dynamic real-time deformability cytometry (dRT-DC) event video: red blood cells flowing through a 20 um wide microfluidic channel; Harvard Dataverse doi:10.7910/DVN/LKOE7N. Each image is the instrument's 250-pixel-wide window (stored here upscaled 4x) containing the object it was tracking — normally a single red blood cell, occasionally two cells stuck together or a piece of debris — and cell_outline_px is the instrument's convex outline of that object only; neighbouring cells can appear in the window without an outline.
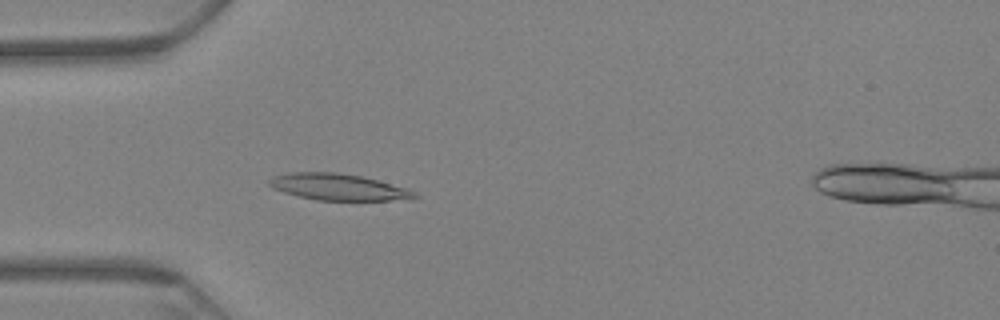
{"species": "Egyptian fruit bat (a non-hibernating species)", "species_latin": "Rousettus aegyptiacus", "temperature_condition": "warm", "stored_images_in_passage": 65, "segment_of_instrument_passage": [1, 2], "camera_frame_rate_fps": 3000, "um_per_image_px": 0.085, "animal": {"sex": "female"}, "frame": {"image": 1, "passage_image": 19, "time_ms": 6.0, "image_size_px": [1000, 320], "cell_outline_px": [[420, 196], [412, 200], [316, 200], [284, 192], [272, 188], [268, 184], [268, 180], [276, 176], [288, 172], [332, 172], [360, 176], [408, 188], [416, 192]], "centroid_in_image_um": [28.8, 15.9], "position_along_channel_um": 56.2, "area_um2": 22.37}}
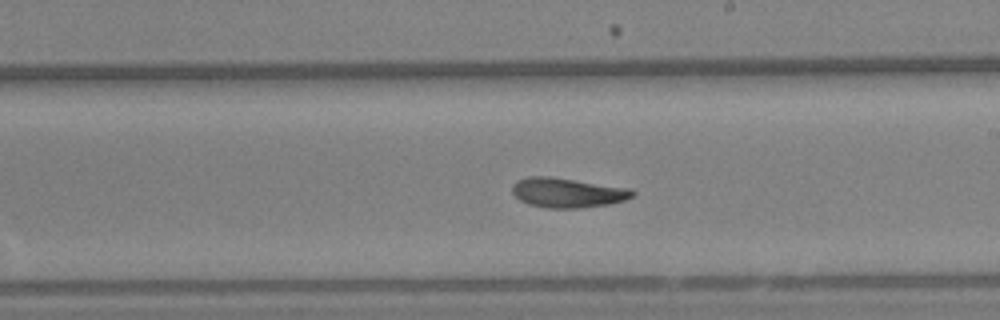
{"frame": {"image": 2, "passage_image": 37, "time_ms": 12.0, "image_size_px": [1000, 320], "cell_outline_px": [[636, 192], [632, 196], [624, 200], [608, 204], [580, 208], [548, 208], [528, 204], [520, 200], [512, 192], [512, 184], [516, 180], [528, 176], [548, 176], [632, 188]], "centroid_in_image_um": [48.22, 16.37], "position_along_channel_um": 240.8, "area_um2": 20.87}}
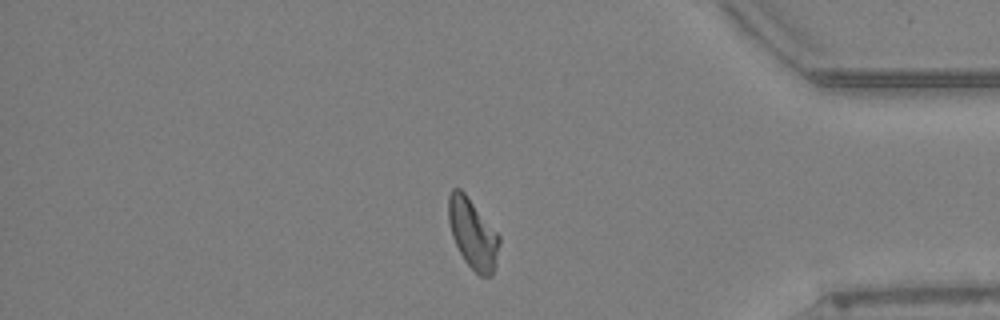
{"frame": {"image": 3, "passage_image": 54, "time_ms": 17.667, "image_size_px": [1000, 320], "cell_outline_px": [[500, 244], [496, 264], [492, 276], [480, 276], [464, 260], [452, 236], [448, 220], [448, 196], [452, 188], [460, 188], [464, 192], [500, 236]], "centroid_in_image_um": [40.19, 19.86], "position_along_channel_um": 395.0, "area_um2": 20.58}}